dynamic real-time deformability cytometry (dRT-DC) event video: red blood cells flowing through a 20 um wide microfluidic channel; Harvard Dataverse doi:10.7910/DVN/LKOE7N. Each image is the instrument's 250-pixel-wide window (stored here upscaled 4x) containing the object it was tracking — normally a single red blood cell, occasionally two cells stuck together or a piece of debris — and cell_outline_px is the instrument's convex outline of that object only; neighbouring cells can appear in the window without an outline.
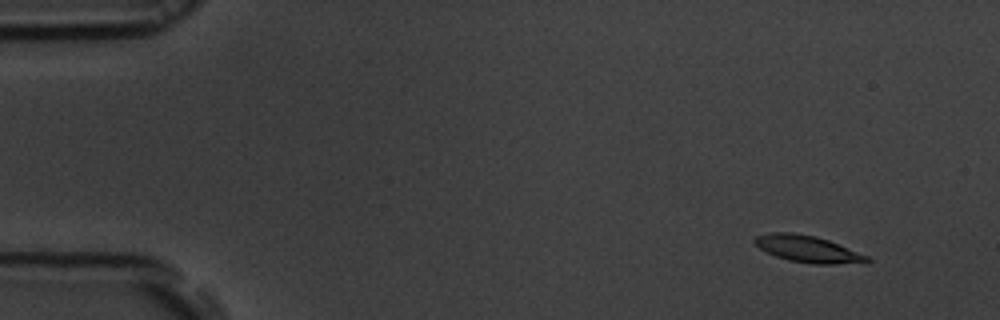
{"species": "common noctule bat (a hibernating species)", "species_latin": "Nyctalus noctula", "temperature_condition": "room temperature", "stored_images_in_passage": 51, "camera_frame_rate_fps": 3000, "um_per_image_px": 0.085, "animal": {"sex": "male", "body_mass_g": 19.5, "forearm_length_mm": 54.6}, "frame": {"image": 1, "passage_image": 1, "time_ms": 0.0, "image_size_px": [1000, 320], "cell_outline_px": [[872, 260], [868, 264], [812, 264], [788, 260], [776, 256], [760, 248], [752, 240], [756, 236], [772, 232], [792, 232], [812, 236], [828, 240], [868, 256]], "centroid_in_image_um": [68.72, 21.19], "position_along_channel_um": 16.3, "area_um2": 17.51}}
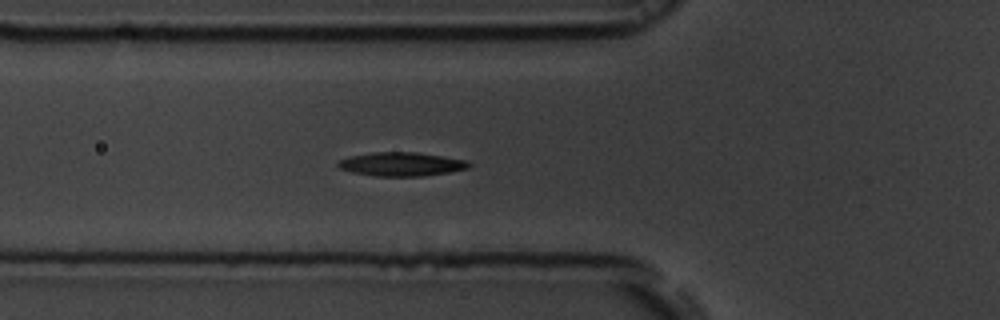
{"frame": {"image": 2, "passage_image": 16, "time_ms": 5.0, "image_size_px": [1000, 320], "cell_outline_px": [[472, 164], [468, 168], [448, 172], [424, 176], [376, 176], [352, 172], [340, 168], [336, 164], [340, 160], [348, 156], [372, 152], [416, 152], [468, 160]], "centroid_in_image_um": [34.12, 13.95], "position_along_channel_um": 91.7, "area_um2": 18.15}}
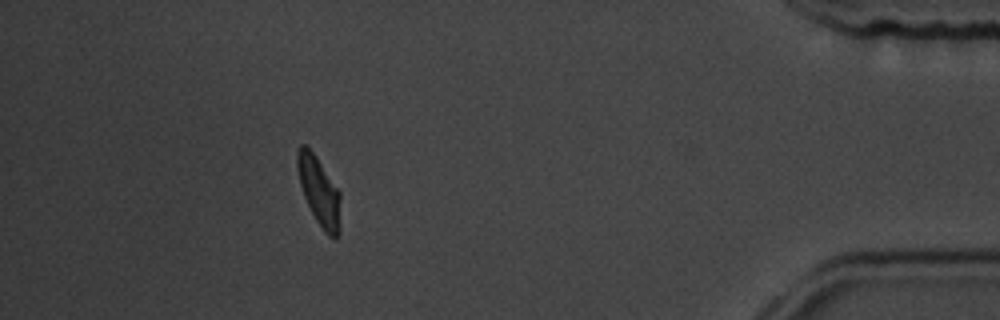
{"frame": {"image": 3, "passage_image": 46, "time_ms": 15.0, "image_size_px": [1000, 320], "cell_outline_px": [[340, 232], [336, 240], [328, 236], [324, 232], [316, 220], [304, 196], [300, 184], [296, 168], [296, 152], [300, 144], [304, 144], [316, 156], [340, 192]], "centroid_in_image_um": [27.12, 16.27], "position_along_channel_um": 408.1, "area_um2": 17.4}, "authors_computed_cell_mechanics": {"area_um2": 17.5712, "velocity_mm_per_s": 3.6961, "shape_relaxation_time_tau1_ms": 4.1612, "shape_relaxation_time_tau2_ms": 3.4352, "deformation_change_tau1": 0.1395, "deformation_change_tau2": 0.0944}}